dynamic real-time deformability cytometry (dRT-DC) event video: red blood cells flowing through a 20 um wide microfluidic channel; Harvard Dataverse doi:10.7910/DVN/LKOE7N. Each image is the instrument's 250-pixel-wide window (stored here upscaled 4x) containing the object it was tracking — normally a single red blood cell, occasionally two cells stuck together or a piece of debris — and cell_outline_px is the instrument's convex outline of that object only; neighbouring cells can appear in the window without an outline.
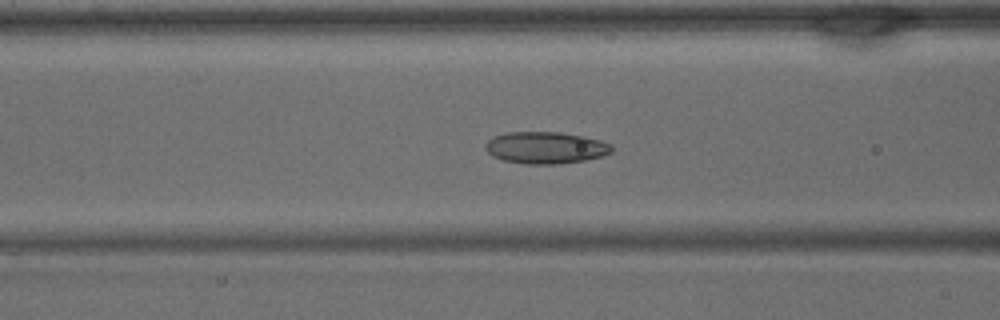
{"species": "common noctule bat (a hibernating species)", "species_latin": "Nyctalus noctula", "temperature_condition": "warm", "stored_images_in_passage": 41, "camera_frame_rate_fps": 3000, "um_per_image_px": 0.085, "animal": {"sex": "male", "body_mass_g": 15.6}, "frame": {"image": 1, "passage_image": 16, "time_ms": 5.0, "image_size_px": [1000, 320], "cell_outline_px": [[612, 152], [604, 156], [584, 160], [556, 164], [524, 164], [504, 160], [492, 156], [484, 148], [484, 144], [492, 136], [508, 132], [560, 132], [584, 136], [600, 140], [612, 144]], "centroid_in_image_um": [46.37, 12.55], "position_along_channel_um": 120.2, "area_um2": 23.64}}
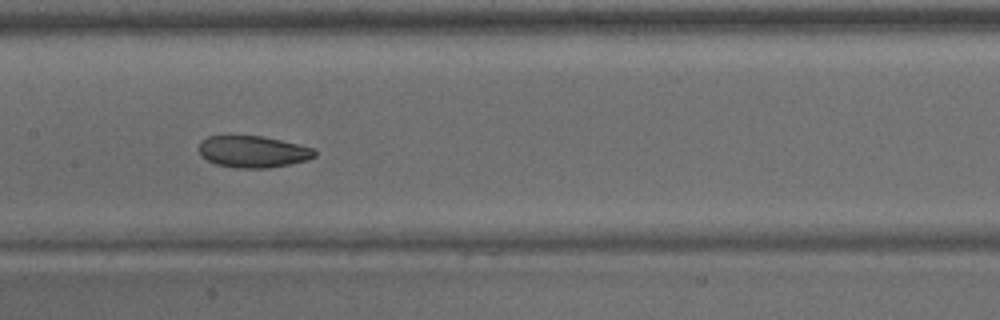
{"frame": {"image": 2, "passage_image": 20, "time_ms": 6.333, "image_size_px": [1000, 320], "cell_outline_px": [[316, 156], [308, 160], [268, 168], [236, 168], [216, 164], [200, 156], [200, 140], [208, 136], [264, 136], [300, 144], [312, 148], [316, 152]], "centroid_in_image_um": [21.51, 12.89], "position_along_channel_um": 185.9, "area_um2": 21.44}}
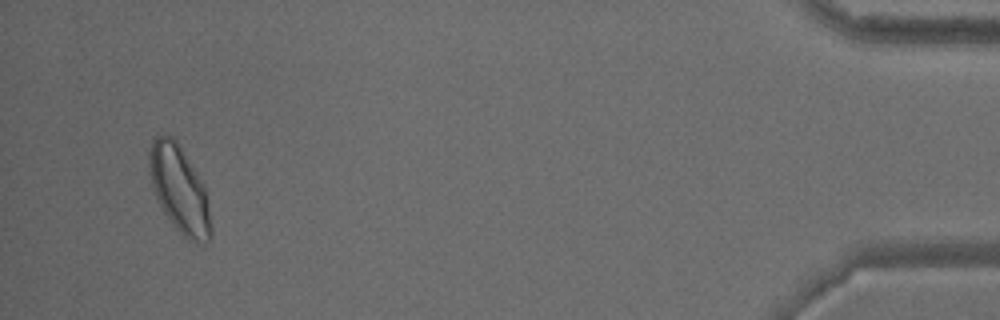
{"frame": {"image": 3, "passage_image": 39, "time_ms": 12.667, "image_size_px": [1000, 320], "cell_outline_px": [[212, 236], [204, 244], [196, 244], [188, 240], [172, 224], [164, 212], [156, 196], [152, 184], [148, 164], [148, 152], [152, 140], [156, 136], [172, 136], [176, 140], [204, 184], [212, 224]], "centroid_in_image_um": [15.26, 16.13], "position_along_channel_um": 419.9, "area_um2": 31.21}}